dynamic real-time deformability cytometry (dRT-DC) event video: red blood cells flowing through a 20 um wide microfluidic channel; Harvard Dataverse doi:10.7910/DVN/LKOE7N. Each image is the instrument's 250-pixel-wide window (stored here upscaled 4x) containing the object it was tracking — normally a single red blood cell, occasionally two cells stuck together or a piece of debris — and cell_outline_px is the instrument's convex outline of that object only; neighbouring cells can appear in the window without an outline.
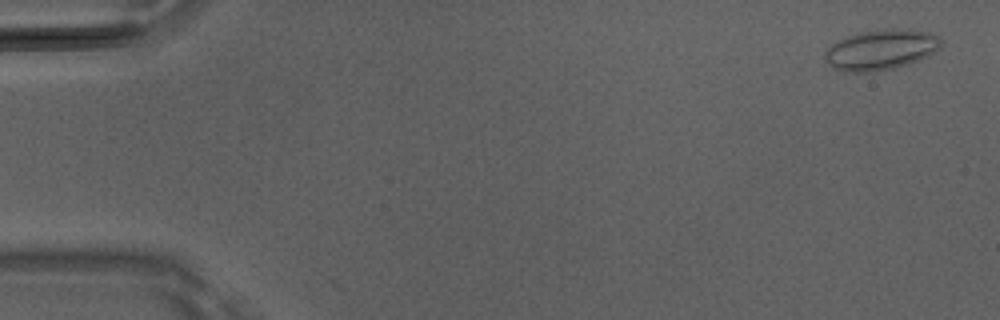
{"species": "Egyptian fruit bat (a non-hibernating species)", "species_latin": "Rousettus aegyptiacus", "temperature_condition": "room temperature", "stored_images_in_passage": 4, "camera_frame_rate_fps": 3000, "um_per_image_px": 0.085, "animal": {"sex": "male"}, "frame": {"image": 1, "passage_image": 2, "time_ms": 0.333, "image_size_px": [1000, 320], "cell_outline_px": [[940, 48], [928, 56], [908, 64], [892, 68], [868, 72], [844, 72], [832, 68], [824, 60], [824, 52], [832, 44], [856, 32], [896, 28], [908, 28], [932, 32], [940, 36]], "centroid_in_image_um": [74.88, 4.21], "position_along_channel_um": 10.1, "area_um2": 27.57}}